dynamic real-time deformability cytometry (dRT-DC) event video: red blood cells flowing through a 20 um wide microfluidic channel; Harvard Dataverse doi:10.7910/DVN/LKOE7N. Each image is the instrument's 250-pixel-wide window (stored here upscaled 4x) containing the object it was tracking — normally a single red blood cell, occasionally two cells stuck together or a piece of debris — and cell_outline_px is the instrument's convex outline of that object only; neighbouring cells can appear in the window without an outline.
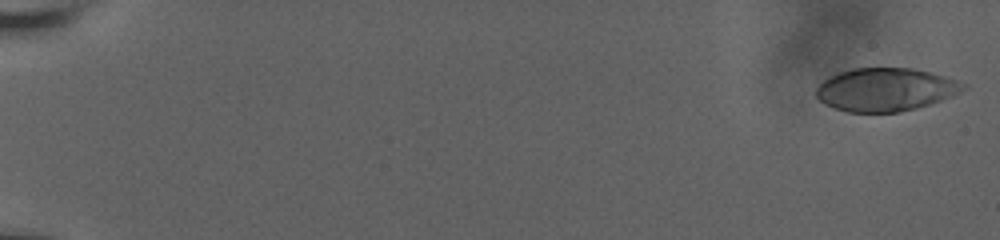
{"species": "human", "species_latin": "Homo sapiens", "temperature_condition": "room temperature", "stored_images_in_passage": 60, "camera_frame_rate_fps": 3000, "um_per_image_px": 0.085, "donor": {"sex": "male"}, "frame": {"image": 1, "passage_image": 1, "time_ms": 0.0, "image_size_px": [1000, 240], "cell_outline_px": [[968, 88], [952, 96], [916, 108], [900, 112], [848, 112], [824, 104], [816, 96], [816, 88], [828, 76], [852, 68], [912, 68], [944, 76], [968, 84]], "centroid_in_image_um": [75.27, 7.61], "position_along_channel_um": 9.7, "area_um2": 36.88}}
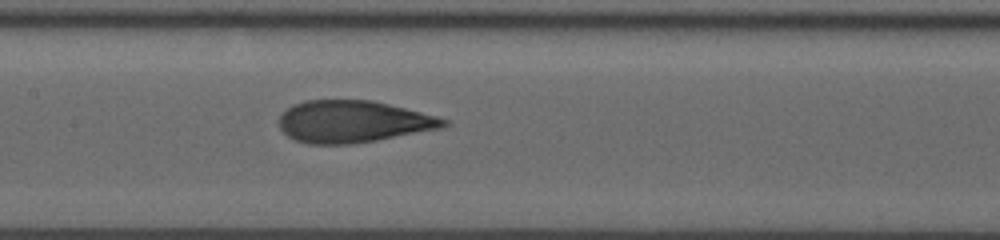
{"frame": {"image": 2, "passage_image": 32, "time_ms": 10.333, "image_size_px": [1000, 240], "cell_outline_px": [[448, 124], [444, 128], [376, 140], [352, 144], [308, 144], [296, 140], [288, 136], [280, 128], [280, 116], [292, 104], [304, 100], [372, 100], [436, 116], [448, 120]], "centroid_in_image_um": [30.01, 10.34], "position_along_channel_um": 177.4, "area_um2": 40.11}}
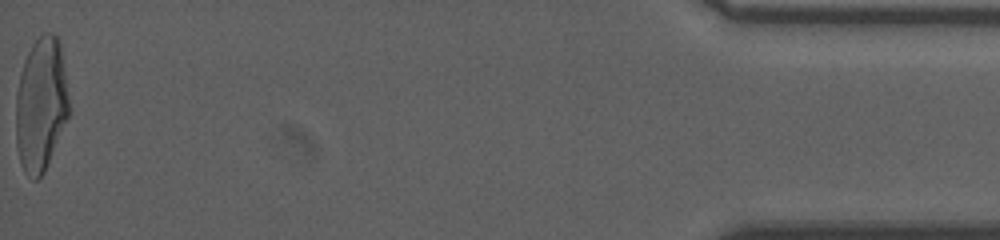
{"frame": {"image": 3, "passage_image": 60, "time_ms": 19.667, "image_size_px": [1000, 240], "cell_outline_px": [[68, 116], [44, 172], [36, 180], [32, 180], [24, 172], [20, 164], [16, 144], [16, 92], [20, 72], [24, 60], [32, 44], [44, 32], [52, 32], [56, 36], [60, 44], [68, 100]], "centroid_in_image_um": [3.44, 8.9], "position_along_channel_um": 431.8, "area_um2": 41.1}, "authors_computed_cell_mechanics": {"area_um2": 39.9687, "velocity_mm_per_s": 3.6569, "shape_relaxation_time_tau1_ms": 9.878, "shape_relaxation_time_tau2_ms": 1.0685, "deformation_change_tau1": 0.3109, "deformation_change_tau2": 0.089}}